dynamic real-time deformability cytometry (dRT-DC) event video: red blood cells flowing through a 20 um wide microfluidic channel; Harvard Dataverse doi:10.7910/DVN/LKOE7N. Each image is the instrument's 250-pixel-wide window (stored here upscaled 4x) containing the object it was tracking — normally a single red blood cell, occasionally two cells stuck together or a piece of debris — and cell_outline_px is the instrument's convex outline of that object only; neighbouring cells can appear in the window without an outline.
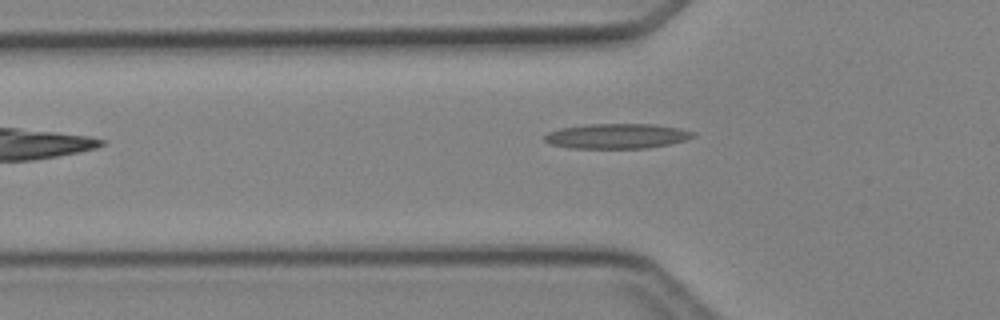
{"species": "Egyptian fruit bat (a non-hibernating species)", "species_latin": "Rousettus aegyptiacus", "temperature_condition": "cold", "stored_images_in_passage": 3, "camera_frame_rate_fps": 3000, "um_per_image_px": 0.085, "animal": {"sex": "female"}, "frame": {"image": 1, "passage_image": 3, "time_ms": 2.333, "image_size_px": [1000, 320], "cell_outline_px": [[696, 136], [684, 140], [668, 144], [648, 148], [572, 148], [548, 144], [544, 140], [544, 136], [548, 132], [560, 128], [588, 124], [652, 124], [680, 128], [692, 132]], "centroid_in_image_um": [52.39, 11.57], "position_along_channel_um": 73.4, "area_um2": 21.56}}